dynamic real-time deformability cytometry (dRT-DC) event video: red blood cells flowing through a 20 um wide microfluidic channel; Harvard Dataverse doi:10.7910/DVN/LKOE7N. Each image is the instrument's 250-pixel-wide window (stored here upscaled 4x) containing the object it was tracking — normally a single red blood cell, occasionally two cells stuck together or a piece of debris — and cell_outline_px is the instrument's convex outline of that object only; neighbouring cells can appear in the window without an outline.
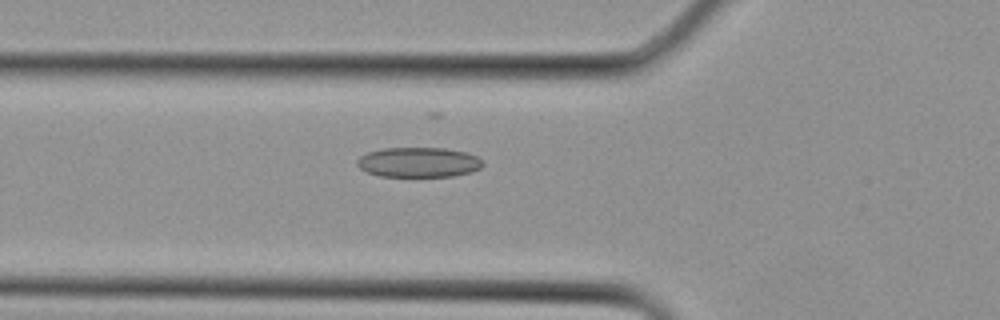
{"species": "Egyptian fruit bat (a non-hibernating species)", "species_latin": "Rousettus aegyptiacus", "temperature_condition": "cold", "stored_images_in_passage": 18, "camera_frame_rate_fps": 3000, "um_per_image_px": 0.085, "animal": {"sex": "female"}, "frame": {"image": 1, "passage_image": 9, "time_ms": 2.667, "image_size_px": [1000, 320], "cell_outline_px": [[484, 164], [480, 168], [472, 172], [452, 176], [380, 176], [368, 172], [360, 168], [356, 164], [356, 160], [360, 156], [368, 152], [384, 148], [444, 148], [464, 152], [476, 156]], "centroid_in_image_um": [35.56, 13.79], "position_along_channel_um": 90.2, "area_um2": 21.79}}
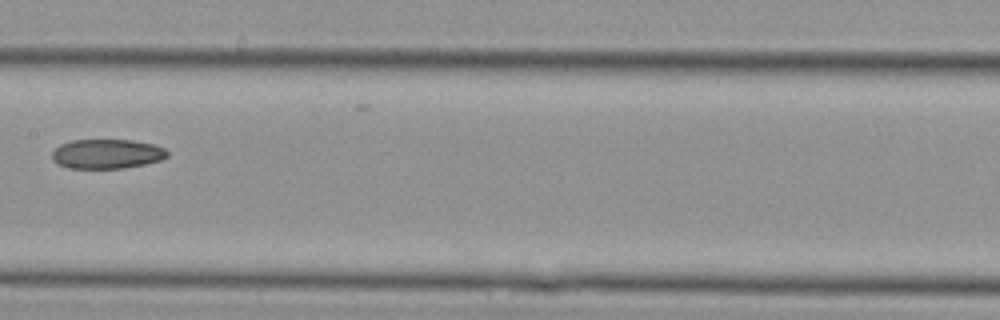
{"frame": {"image": 2, "passage_image": 14, "time_ms": 4.333, "image_size_px": [1000, 320], "cell_outline_px": [[168, 156], [160, 160], [144, 164], [124, 168], [68, 168], [56, 164], [52, 160], [52, 152], [60, 144], [72, 140], [132, 140], [152, 144], [164, 148], [168, 152]], "centroid_in_image_um": [9.05, 13.08], "position_along_channel_um": 198.3, "area_um2": 19.83}}
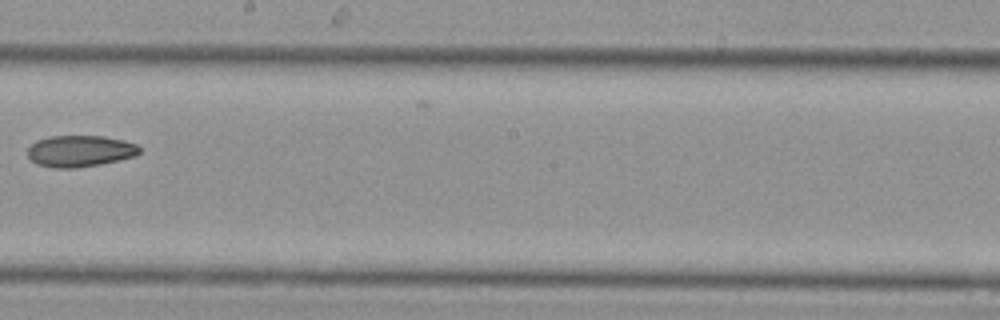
{"frame": {"image": 3, "passage_image": 16, "time_ms": 5.0, "image_size_px": [1000, 320], "cell_outline_px": [[140, 152], [136, 156], [120, 160], [100, 164], [76, 168], [52, 168], [36, 164], [28, 156], [28, 148], [36, 140], [48, 136], [104, 136], [124, 140], [136, 144], [140, 148]], "centroid_in_image_um": [6.8, 12.84], "position_along_channel_um": 241.4, "area_um2": 20.69}}